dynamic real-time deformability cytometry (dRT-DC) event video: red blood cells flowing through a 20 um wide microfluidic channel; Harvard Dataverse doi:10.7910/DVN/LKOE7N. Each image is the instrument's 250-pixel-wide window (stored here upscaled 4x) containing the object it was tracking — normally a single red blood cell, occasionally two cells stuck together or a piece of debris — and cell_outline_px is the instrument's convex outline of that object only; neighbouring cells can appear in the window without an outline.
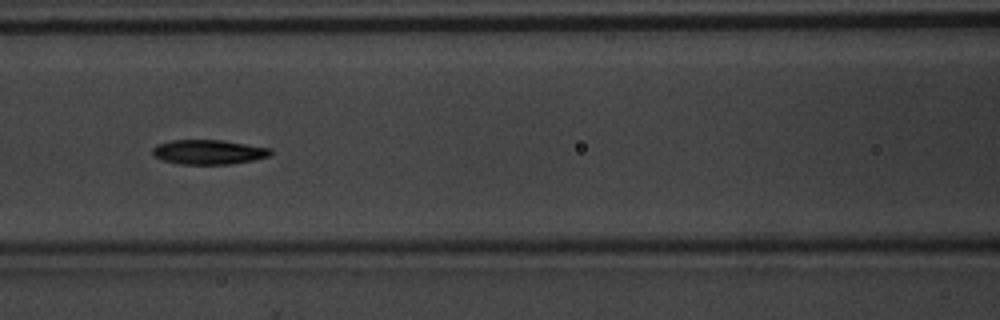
{"species": "common noctule bat (a hibernating species)", "species_latin": "Nyctalus noctula", "temperature_condition": "warm", "stored_images_in_passage": 55, "camera_frame_rate_fps": 3000, "um_per_image_px": 0.085, "animal": {"sex": "male", "body_mass_g": 20.1, "forearm_length_mm": 53.5}, "frame": {"image": 1, "passage_image": 24, "time_ms": 7.667, "image_size_px": [1000, 320], "cell_outline_px": [[272, 152], [268, 156], [252, 160], [232, 164], [176, 164], [164, 160], [156, 156], [152, 152], [152, 148], [156, 144], [168, 140], [224, 140], [272, 148]], "centroid_in_image_um": [17.72, 12.91], "position_along_channel_um": 148.9, "area_um2": 16.99}}